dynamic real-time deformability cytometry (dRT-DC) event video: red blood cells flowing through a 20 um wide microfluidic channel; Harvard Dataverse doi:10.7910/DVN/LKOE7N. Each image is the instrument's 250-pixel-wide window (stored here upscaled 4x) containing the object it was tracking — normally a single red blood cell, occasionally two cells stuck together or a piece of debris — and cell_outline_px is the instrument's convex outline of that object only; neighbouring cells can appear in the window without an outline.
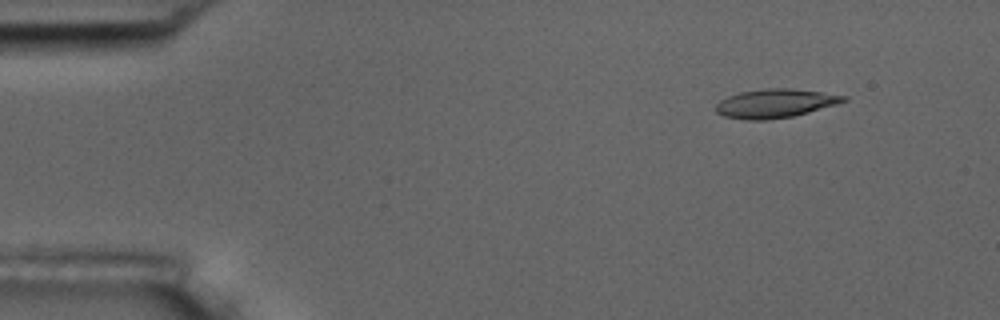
{"species": "common noctule bat (a hibernating species)", "species_latin": "Nyctalus noctula", "temperature_condition": "room temperature", "stored_images_in_passage": 23, "camera_frame_rate_fps": 3000, "um_per_image_px": 0.085, "animal": {"sex": "male", "body_mass_g": 17.5, "forearm_length_mm": 52.3}, "frame": {"image": 1, "passage_image": 6, "time_ms": 1.667, "image_size_px": [1000, 320], "cell_outline_px": [[848, 100], [836, 104], [808, 112], [792, 116], [768, 120], [744, 120], [724, 116], [716, 112], [716, 104], [720, 100], [728, 96], [740, 92], [768, 88], [792, 88], [848, 96]], "centroid_in_image_um": [65.87, 8.79], "position_along_channel_um": 19.1, "area_um2": 21.33}}
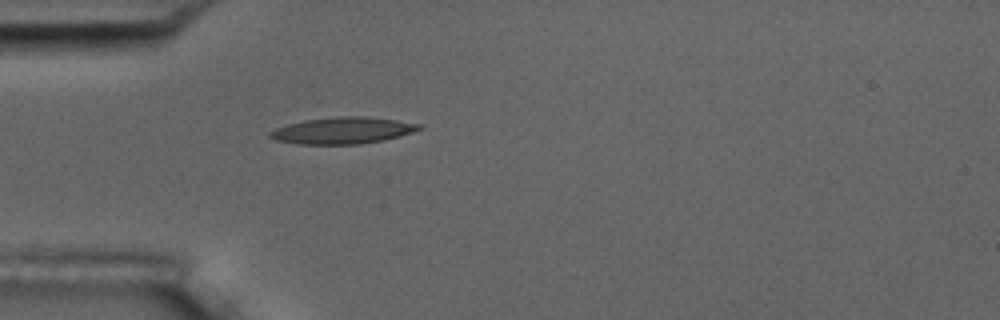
{"frame": {"image": 2, "passage_image": 16, "time_ms": 5.0, "image_size_px": [1000, 320], "cell_outline_px": [[424, 128], [400, 136], [384, 140], [360, 144], [296, 144], [276, 140], [268, 136], [268, 132], [276, 128], [288, 124], [304, 120], [336, 116], [364, 116], [396, 120], [420, 124]], "centroid_in_image_um": [29.12, 11.09], "position_along_channel_um": 55.9, "area_um2": 23.18}}